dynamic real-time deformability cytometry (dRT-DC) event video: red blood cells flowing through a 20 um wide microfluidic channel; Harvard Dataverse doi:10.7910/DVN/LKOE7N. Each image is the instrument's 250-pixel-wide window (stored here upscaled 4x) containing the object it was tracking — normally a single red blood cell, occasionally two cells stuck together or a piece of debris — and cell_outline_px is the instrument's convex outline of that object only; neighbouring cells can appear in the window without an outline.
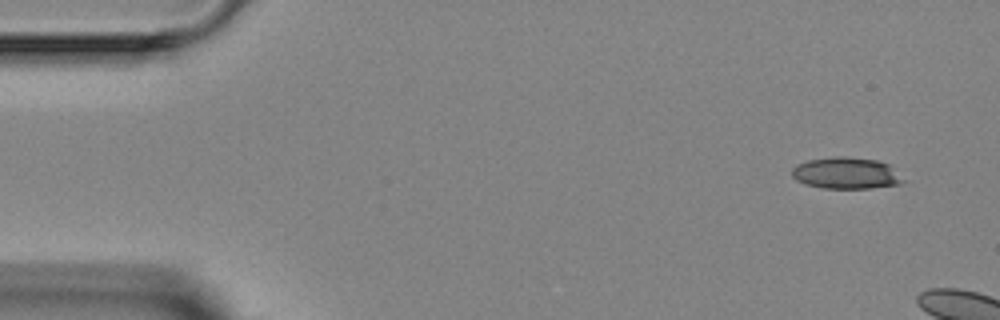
{"species": "Egyptian fruit bat (a non-hibernating species)", "species_latin": "Rousettus aegyptiacus", "temperature_condition": "room temperature", "stored_images_in_passage": 3, "camera_frame_rate_fps": 3000, "um_per_image_px": 0.085, "animal": {"sex": "female"}, "frame": {"image": 1, "passage_image": 1, "time_ms": 0.0, "image_size_px": [1000, 320], "cell_outline_px": [[904, 184], [868, 188], [824, 188], [804, 184], [796, 180], [792, 176], [792, 168], [796, 164], [808, 160], [836, 156], [844, 156], [876, 160], [888, 164], [904, 180]], "centroid_in_image_um": [71.89, 14.72], "position_along_channel_um": 13.1, "area_um2": 20.4}}